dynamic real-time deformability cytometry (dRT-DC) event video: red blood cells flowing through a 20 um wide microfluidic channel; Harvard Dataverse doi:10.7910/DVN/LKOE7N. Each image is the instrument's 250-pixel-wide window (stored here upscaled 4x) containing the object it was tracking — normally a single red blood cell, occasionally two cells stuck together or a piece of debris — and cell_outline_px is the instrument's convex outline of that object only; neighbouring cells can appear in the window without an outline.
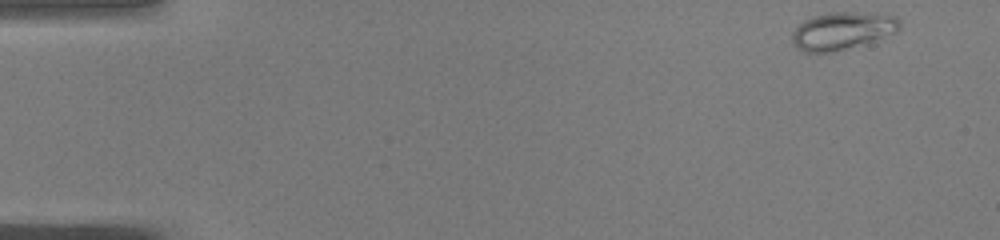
{"species": "common noctule bat (a hibernating species)", "species_latin": "Nyctalus noctula", "temperature_condition": "warm", "stored_images_in_passage": 48, "camera_frame_rate_fps": 3000, "um_per_image_px": 0.085, "animal": {"sex": "male", "body_mass_g": 19.0, "forearm_length_mm": 50.8}, "frame": {"image": 1, "passage_image": 1, "time_ms": 0.0, "image_size_px": [1000, 240], "cell_outline_px": [[900, 28], [896, 32], [832, 52], [804, 52], [796, 48], [792, 44], [792, 32], [804, 20], [812, 16], [828, 12], [852, 12], [896, 16], [900, 20]], "centroid_in_image_um": [71.53, 2.6], "position_along_channel_um": 13.5, "area_um2": 23.06}}
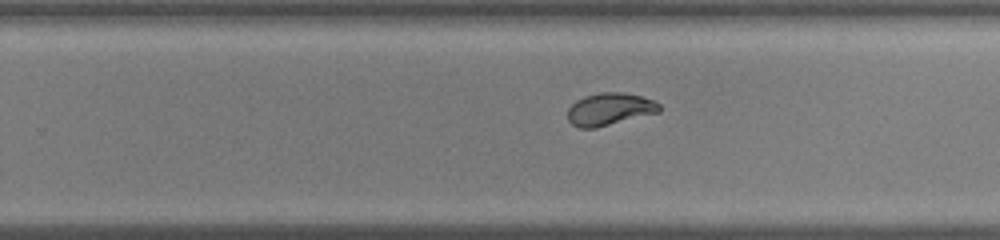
{"frame": {"image": 2, "passage_image": 30, "time_ms": 9.667, "image_size_px": [1000, 240], "cell_outline_px": [[660, 112], [596, 128], [580, 128], [572, 124], [568, 120], [568, 108], [576, 100], [584, 96], [600, 92], [624, 92], [640, 96], [652, 100], [660, 104]], "centroid_in_image_um": [51.81, 9.28], "position_along_channel_um": 278.0, "area_um2": 17.34}}
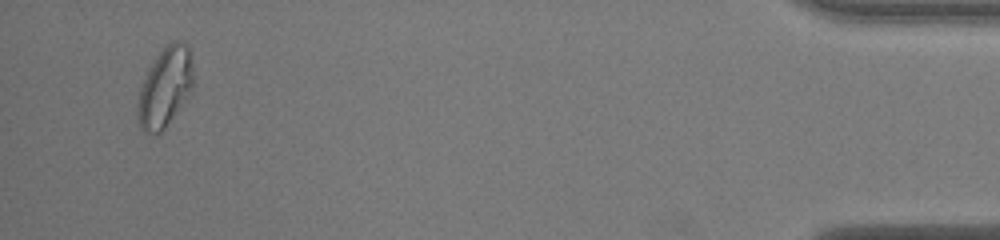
{"frame": {"image": 3, "passage_image": 46, "time_ms": 15.0, "image_size_px": [1000, 240], "cell_outline_px": [[192, 88], [188, 96], [164, 128], [160, 132], [144, 132], [140, 128], [136, 112], [136, 108], [140, 88], [148, 68], [156, 56], [172, 40], [180, 40], [188, 44], [192, 56]], "centroid_in_image_um": [14.02, 7.37], "position_along_channel_um": 421.2, "area_um2": 25.66}, "authors_computed_cell_mechanics": {"area_um2": 19.8832, "velocity_mm_per_s": 4.0544, "shape_relaxation_time_tau1_ms": 5.262, "shape_relaxation_time_tau2_ms": null, "deformation_change_tau1": 0.1919, "deformation_change_tau2": null}}